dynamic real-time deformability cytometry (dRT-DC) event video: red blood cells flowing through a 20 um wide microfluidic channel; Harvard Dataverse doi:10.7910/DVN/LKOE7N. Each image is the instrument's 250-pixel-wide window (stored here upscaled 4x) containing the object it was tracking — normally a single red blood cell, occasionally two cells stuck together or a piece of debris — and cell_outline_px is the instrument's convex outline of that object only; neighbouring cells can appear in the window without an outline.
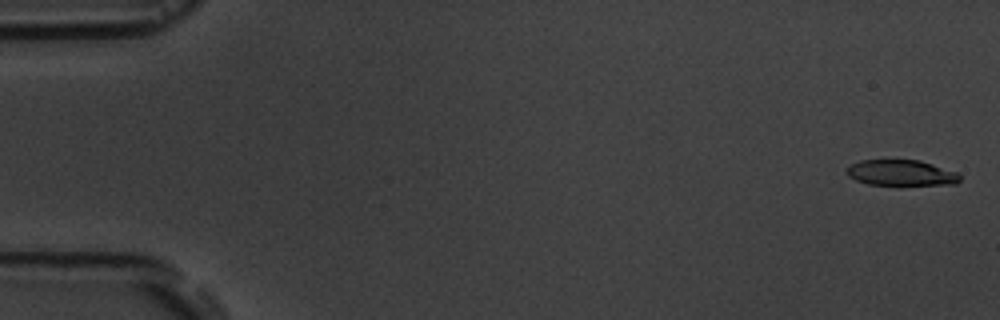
{"species": "common noctule bat (a hibernating species)", "species_latin": "Nyctalus noctula", "temperature_condition": "room temperature", "stored_images_in_passage": 6, "camera_frame_rate_fps": 3000, "um_per_image_px": 0.085, "animal": {"sex": "male", "body_mass_g": 19.5, "forearm_length_mm": 54.6}, "frame": {"image": 1, "passage_image": 1, "time_ms": 0.0, "image_size_px": [1000, 320], "cell_outline_px": [[960, 180], [956, 184], [868, 184], [856, 180], [848, 176], [848, 168], [852, 164], [860, 160], [920, 160], [956, 172], [960, 176]], "centroid_in_image_um": [76.6, 14.68], "position_along_channel_um": 8.4, "area_um2": 16.59}}
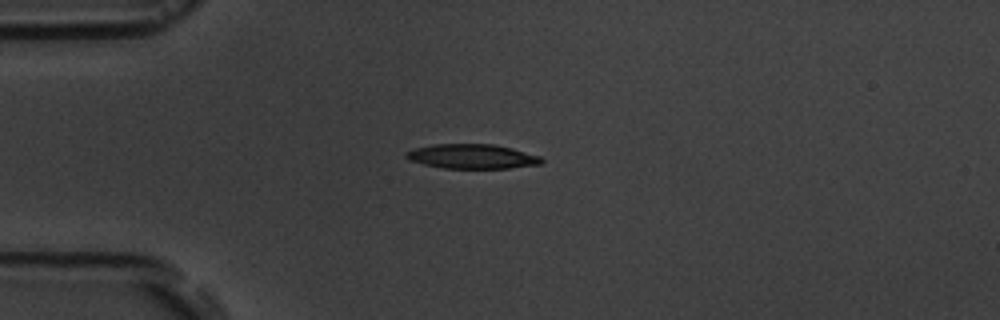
{"frame": {"image": 2, "passage_image": 5, "time_ms": 4.333, "image_size_px": [1000, 320], "cell_outline_px": [[544, 160], [540, 164], [508, 168], [440, 168], [408, 160], [404, 156], [404, 152], [412, 148], [432, 144], [492, 144], [512, 148], [540, 156]], "centroid_in_image_um": [40.06, 13.29], "position_along_channel_um": 44.9, "area_um2": 19.48}}